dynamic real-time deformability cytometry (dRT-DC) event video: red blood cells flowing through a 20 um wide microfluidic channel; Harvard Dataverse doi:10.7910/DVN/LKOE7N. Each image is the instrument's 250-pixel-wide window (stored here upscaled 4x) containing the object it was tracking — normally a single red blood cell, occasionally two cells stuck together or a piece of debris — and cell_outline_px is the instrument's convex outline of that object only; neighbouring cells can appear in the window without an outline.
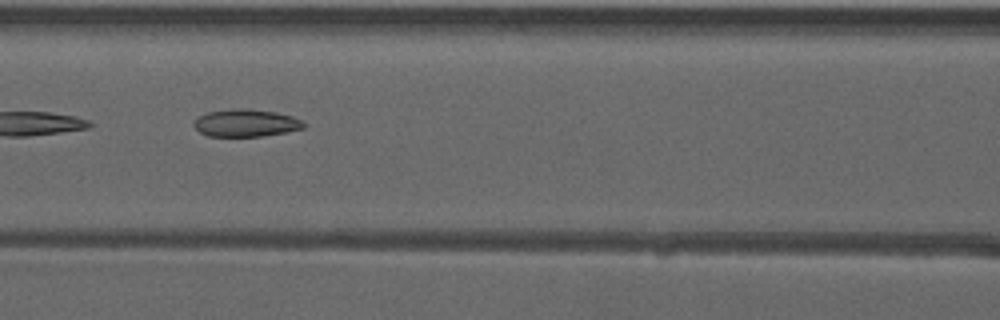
{"species": "common noctule bat (a hibernating species)", "species_latin": "Nyctalus noctula", "temperature_condition": "warm", "stored_images_in_passage": 11, "camera_frame_rate_fps": 3000, "um_per_image_px": 0.085, "animal": {"sex": "male", "forearm_length_mm": 52.5}, "frame": {"image": 1, "passage_image": 9, "time_ms": 2.667, "image_size_px": [1000, 320], "cell_outline_px": [[308, 124], [304, 128], [264, 136], [208, 136], [200, 132], [192, 124], [200, 116], [208, 112], [232, 108], [276, 112], [292, 116]], "centroid_in_image_um": [20.91, 10.46], "position_along_channel_um": 145.7, "area_um2": 17.34}}